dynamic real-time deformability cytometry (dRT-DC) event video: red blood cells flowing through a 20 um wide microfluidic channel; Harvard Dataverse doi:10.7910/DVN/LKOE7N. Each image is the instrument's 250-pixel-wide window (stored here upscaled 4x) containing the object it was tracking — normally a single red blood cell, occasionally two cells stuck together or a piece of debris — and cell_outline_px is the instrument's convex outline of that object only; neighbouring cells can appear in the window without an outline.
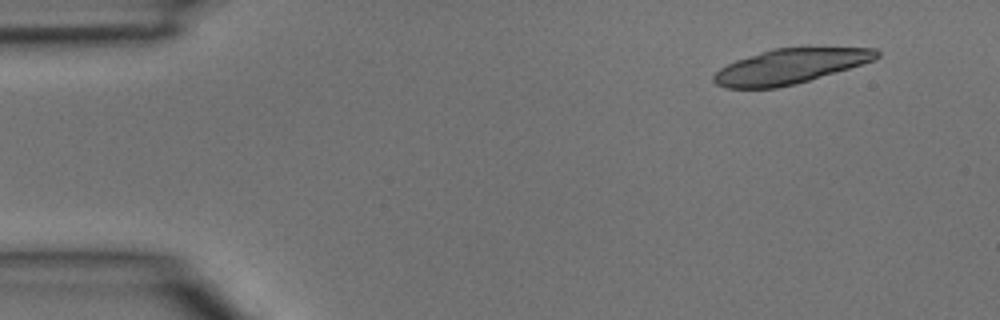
{"species": "common noctule bat (a hibernating species)", "species_latin": "Nyctalus noctula", "temperature_condition": "room temperature", "stored_images_in_passage": 4, "segment_of_instrument_passage": [1, 2], "camera_frame_rate_fps": 3000, "um_per_image_px": 0.085, "animal": {"sex": "male", "body_mass_g": 15.6}, "frame": {"image": 1, "passage_image": 1, "time_ms": 0.0, "image_size_px": [1000, 320], "cell_outline_px": [[880, 56], [872, 60], [848, 68], [796, 84], [776, 88], [728, 88], [716, 84], [712, 80], [712, 76], [720, 68], [736, 60], [772, 48], [876, 48], [880, 52]], "centroid_in_image_um": [67.1, 5.64], "position_along_channel_um": 17.9, "area_um2": 32.66}}